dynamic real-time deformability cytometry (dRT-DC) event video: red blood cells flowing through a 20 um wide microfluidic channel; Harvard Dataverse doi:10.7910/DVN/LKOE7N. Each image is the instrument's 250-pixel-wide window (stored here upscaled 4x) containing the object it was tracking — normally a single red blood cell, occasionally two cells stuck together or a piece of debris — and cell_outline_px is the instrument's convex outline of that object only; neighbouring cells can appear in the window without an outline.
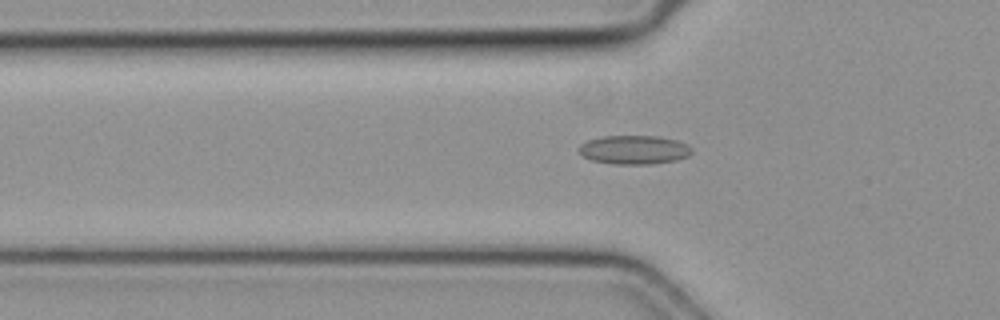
{"species": "common noctule bat (a hibernating species)", "species_latin": "Nyctalus noctula", "temperature_condition": "cold", "stored_images_in_passage": 47, "camera_frame_rate_fps": 3000, "um_per_image_px": 0.085, "animal": {"sex": "female", "body_mass_g": 19.3, "forearm_length_mm": 54.1}, "frame": {"image": 1, "passage_image": 12, "time_ms": 3.667, "image_size_px": [1000, 320], "cell_outline_px": [[692, 152], [688, 156], [676, 160], [652, 164], [612, 164], [592, 160], [584, 156], [576, 148], [580, 144], [588, 140], [604, 136], [660, 136], [676, 140], [688, 144], [692, 148]], "centroid_in_image_um": [53.91, 12.73], "position_along_channel_um": 71.9, "area_um2": 19.07}}
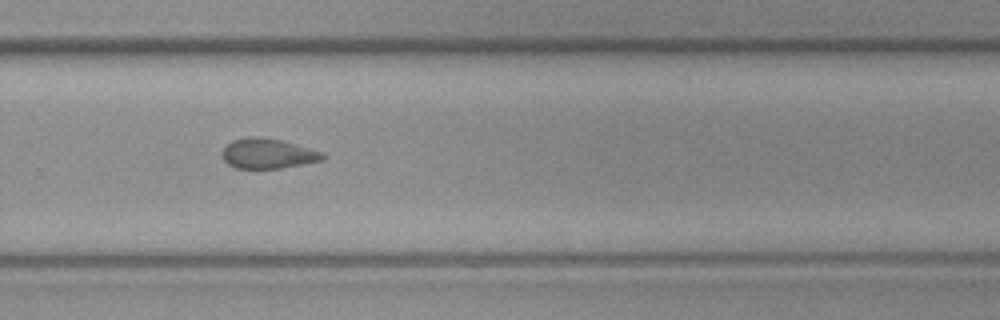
{"frame": {"image": 2, "passage_image": 30, "time_ms": 9.667, "image_size_px": [1000, 320], "cell_outline_px": [[328, 156], [324, 160], [280, 168], [236, 168], [228, 164], [224, 160], [220, 152], [232, 140], [252, 136], [260, 136], [280, 140], [296, 144], [324, 152]], "centroid_in_image_um": [22.79, 13.05], "position_along_channel_um": 307.0, "area_um2": 17.69}}
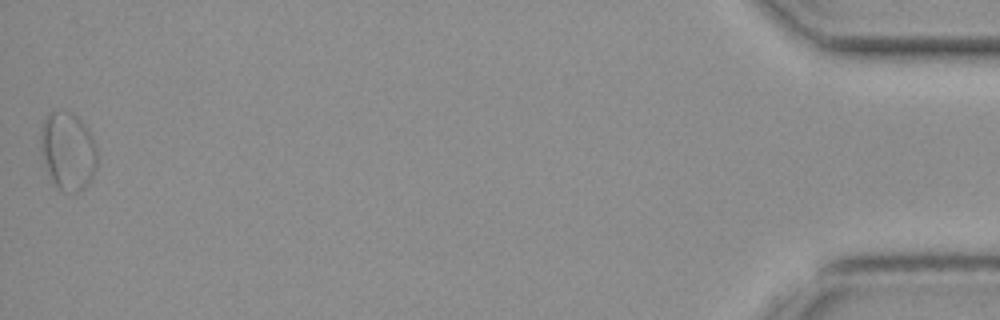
{"frame": {"image": 3, "passage_image": 47, "time_ms": 15.333, "image_size_px": [1000, 320], "cell_outline_px": [[96, 168], [88, 184], [84, 188], [76, 192], [60, 192], [56, 188], [44, 160], [40, 148], [40, 136], [44, 120], [48, 112], [72, 112], [84, 124], [92, 136], [96, 148]], "centroid_in_image_um": [5.77, 12.85], "position_along_channel_um": 429.4, "area_um2": 25.43}}